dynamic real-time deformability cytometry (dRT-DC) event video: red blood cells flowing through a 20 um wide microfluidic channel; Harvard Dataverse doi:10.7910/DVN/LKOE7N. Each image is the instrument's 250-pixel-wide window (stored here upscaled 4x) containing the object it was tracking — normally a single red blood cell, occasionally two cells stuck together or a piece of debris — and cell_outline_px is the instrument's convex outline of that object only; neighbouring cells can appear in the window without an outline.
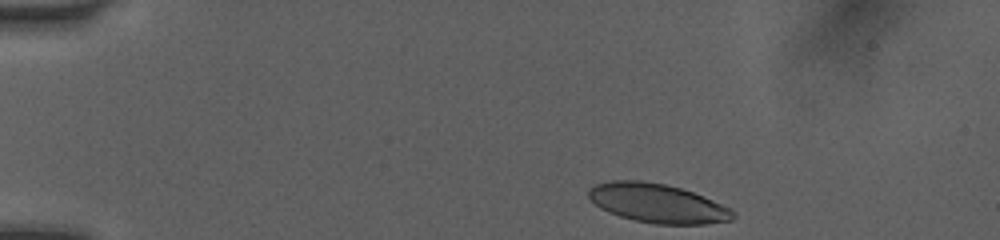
{"species": "human", "species_latin": "Homo sapiens", "temperature_condition": "room temperature", "stored_images_in_passage": 43, "camera_frame_rate_fps": 3000, "um_per_image_px": 0.085, "donor": {"sex": "female"}, "frame": {"image": 1, "passage_image": 1, "time_ms": 0.0, "image_size_px": [1000, 240], "cell_outline_px": [[736, 216], [732, 220], [704, 224], [656, 224], [632, 220], [608, 212], [600, 208], [588, 196], [588, 188], [596, 184], [612, 180], [640, 180], [664, 184], [680, 188], [704, 196], [732, 208], [736, 212]], "centroid_in_image_um": [55.91, 17.28], "position_along_channel_um": 29.1, "area_um2": 33.0}}
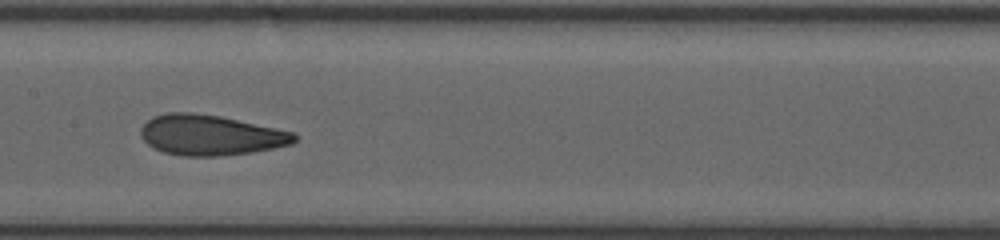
{"frame": {"image": 2, "passage_image": 19, "time_ms": 6.0, "image_size_px": [1000, 240], "cell_outline_px": [[296, 140], [292, 144], [252, 152], [216, 156], [184, 156], [164, 152], [152, 148], [140, 136], [140, 128], [152, 116], [168, 112], [192, 112], [220, 116], [276, 128], [292, 132], [296, 136]], "centroid_in_image_um": [17.84, 11.48], "position_along_channel_um": 189.6, "area_um2": 36.07}}
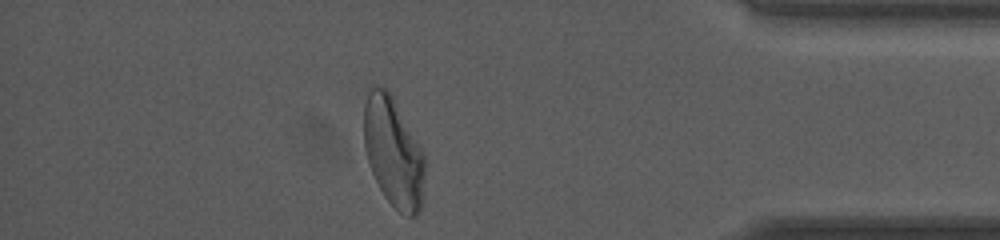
{"frame": {"image": 3, "passage_image": 37, "time_ms": 12.0, "image_size_px": [1000, 240], "cell_outline_px": [[424, 200], [416, 216], [408, 216], [400, 212], [384, 196], [372, 172], [364, 148], [364, 88], [372, 84], [384, 88], [392, 96], [424, 152]], "centroid_in_image_um": [33.42, 12.89], "position_along_channel_um": 401.8, "area_um2": 39.25}, "authors_computed_cell_mechanics": {"area_um2": 36.1828, "velocity_mm_per_s": 4.0476, "shape_relaxation_time_tau1_ms": 4.5781, "shape_relaxation_time_tau2_ms": 1.5237, "deformation_change_tau1": 0.1829, "deformation_change_tau2": 0.0922}}